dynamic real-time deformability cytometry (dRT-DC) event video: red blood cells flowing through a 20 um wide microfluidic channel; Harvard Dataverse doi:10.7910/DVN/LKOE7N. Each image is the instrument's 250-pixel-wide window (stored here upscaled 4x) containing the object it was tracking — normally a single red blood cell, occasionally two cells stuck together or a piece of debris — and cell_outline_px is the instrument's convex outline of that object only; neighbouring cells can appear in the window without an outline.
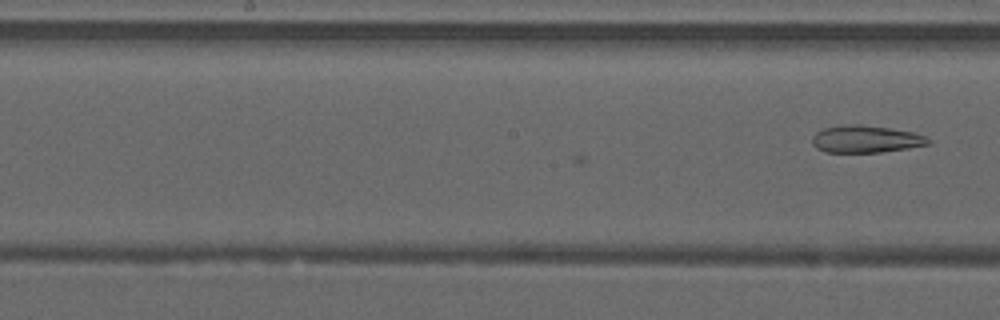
{"species": "common noctule bat (a hibernating species)", "species_latin": "Nyctalus noctula", "temperature_condition": "warm", "stored_images_in_passage": 7, "camera_frame_rate_fps": 3000, "um_per_image_px": 0.085, "animal": {"sex": "male", "forearm_length_mm": 52.5}, "frame": {"image": 1, "passage_image": 7, "time_ms": 2.0, "image_size_px": [1000, 320], "cell_outline_px": [[932, 144], [908, 148], [880, 152], [824, 152], [816, 148], [812, 144], [812, 136], [816, 132], [824, 128], [844, 124], [860, 124], [888, 128], [912, 132], [924, 136], [932, 140]], "centroid_in_image_um": [73.58, 11.82], "position_along_channel_um": 174.6, "area_um2": 18.5}}